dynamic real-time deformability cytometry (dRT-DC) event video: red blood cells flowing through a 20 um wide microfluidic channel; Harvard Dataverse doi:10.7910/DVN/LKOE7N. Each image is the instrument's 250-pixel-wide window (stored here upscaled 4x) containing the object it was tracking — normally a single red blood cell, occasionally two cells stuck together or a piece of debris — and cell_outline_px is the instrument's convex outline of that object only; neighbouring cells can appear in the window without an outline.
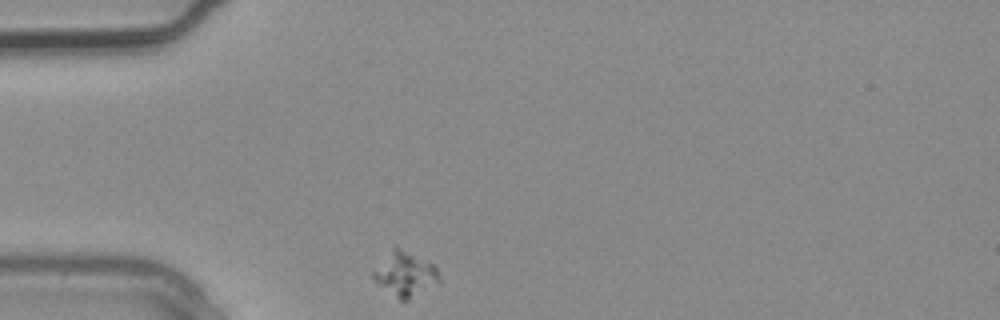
{"species": "common noctule bat (a hibernating species)", "species_latin": "Nyctalus noctula", "temperature_condition": "warm", "stored_images_in_passage": 3, "camera_frame_rate_fps": 3000, "um_per_image_px": 0.085, "animal": {"sex": "male", "body_mass_g": 20.4}, "frame": {"image": 1, "passage_image": 3, "time_ms": 0.667, "image_size_px": [1000, 320], "cell_outline_px": [[440, 280], [408, 300], [400, 300], [372, 280], [372, 272], [396, 244], [432, 264], [436, 268], [440, 276]], "centroid_in_image_um": [34.4, 23.27], "position_along_channel_um": 50.6, "area_um2": 16.7}}